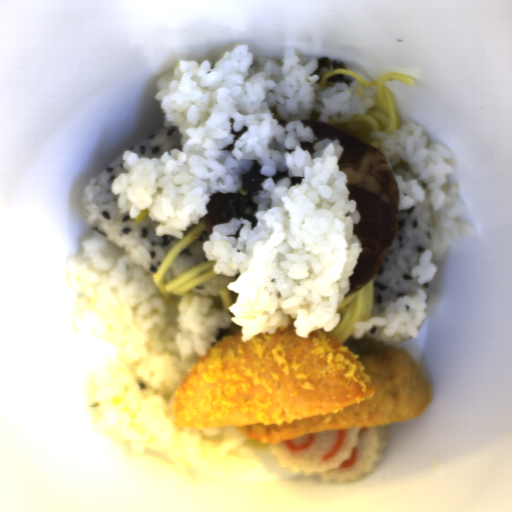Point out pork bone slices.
<instances>
[{
	"label": "pork bone slices",
	"instance_id": "d1f655de",
	"mask_svg": "<svg viewBox=\"0 0 512 512\" xmlns=\"http://www.w3.org/2000/svg\"><path fill=\"white\" fill-rule=\"evenodd\" d=\"M311 127L316 139L302 141L300 148L314 155L316 143L337 139L344 152L338 166L348 178L349 199L356 202L359 222L353 233L362 251L349 278L345 298L366 286L382 268L396 239L399 217V191L386 156L377 148L326 122L301 119Z\"/></svg>",
	"mask_w": 512,
	"mask_h": 512
},
{
	"label": "pork bone slices",
	"instance_id": "8bd94acc",
	"mask_svg": "<svg viewBox=\"0 0 512 512\" xmlns=\"http://www.w3.org/2000/svg\"><path fill=\"white\" fill-rule=\"evenodd\" d=\"M261 168L260 163L253 160L248 171L242 175L239 191L235 193L218 191L210 196L206 205L208 214L202 218L207 235L212 233L214 225L223 224L230 219H246L250 222L251 229L255 228L257 223L255 213L258 205L254 203L253 198L262 190V184L267 180V175L261 173Z\"/></svg>",
	"mask_w": 512,
	"mask_h": 512
}]
</instances>
